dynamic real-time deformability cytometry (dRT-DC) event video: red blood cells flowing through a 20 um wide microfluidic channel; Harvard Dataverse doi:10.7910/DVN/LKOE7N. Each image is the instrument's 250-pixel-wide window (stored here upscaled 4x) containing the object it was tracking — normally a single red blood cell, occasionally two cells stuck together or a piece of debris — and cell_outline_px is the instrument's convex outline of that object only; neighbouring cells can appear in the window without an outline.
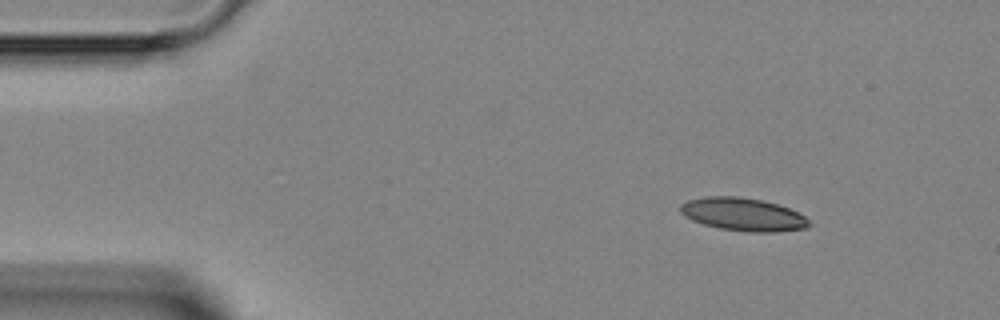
{"species": "Egyptian fruit bat (a non-hibernating species)", "species_latin": "Rousettus aegyptiacus", "temperature_condition": "room temperature", "stored_images_in_passage": 3, "camera_frame_rate_fps": 3000, "um_per_image_px": 0.085, "animal": {"sex": "female"}, "frame": {"image": 1, "passage_image": 1, "time_ms": 0.0, "image_size_px": [1000, 320], "cell_outline_px": [[812, 224], [808, 228], [776, 232], [748, 232], [720, 228], [704, 224], [692, 220], [684, 216], [680, 212], [680, 204], [688, 200], [704, 196], [740, 196], [764, 200], [788, 208], [804, 216]], "centroid_in_image_um": [63.15, 18.22], "position_along_channel_um": 21.8, "area_um2": 24.85}}
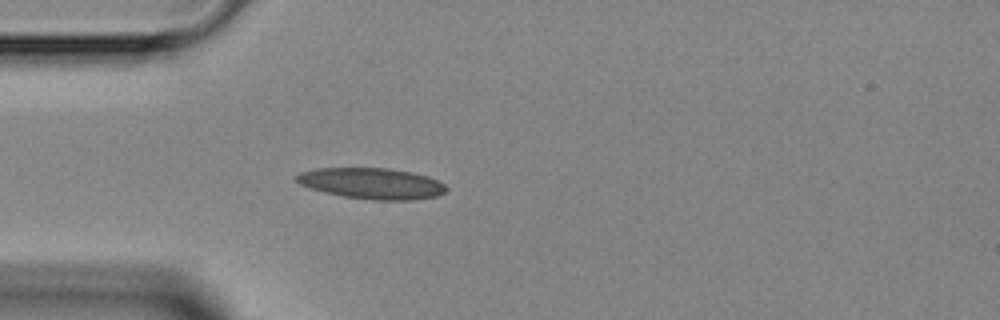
{"frame": {"image": 2, "passage_image": 3, "time_ms": 2.333, "image_size_px": [1000, 320], "cell_outline_px": [[448, 188], [444, 192], [436, 196], [412, 200], [372, 200], [344, 196], [312, 188], [300, 184], [296, 180], [296, 176], [300, 172], [316, 168], [388, 168], [412, 172], [428, 176], [444, 184]], "centroid_in_image_um": [31.63, 15.58], "position_along_channel_um": 53.4, "area_um2": 26.82}}